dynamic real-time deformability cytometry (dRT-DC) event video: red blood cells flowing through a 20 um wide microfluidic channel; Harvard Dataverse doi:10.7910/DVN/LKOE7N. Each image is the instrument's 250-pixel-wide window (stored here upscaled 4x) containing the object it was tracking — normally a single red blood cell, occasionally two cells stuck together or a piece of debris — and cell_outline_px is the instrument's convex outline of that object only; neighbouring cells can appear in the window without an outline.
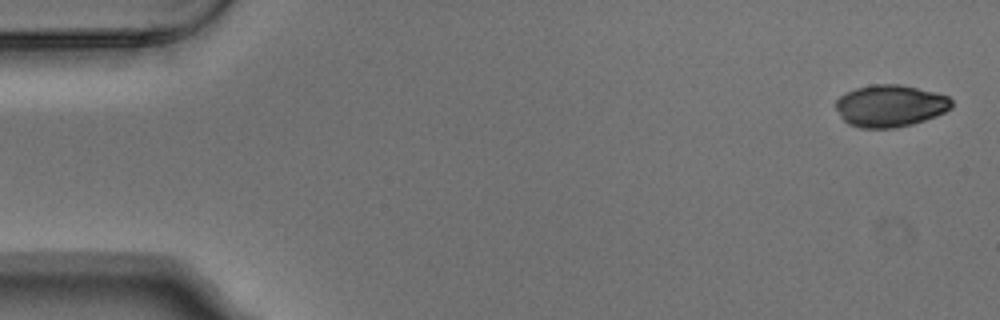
{"species": "Egyptian fruit bat (a non-hibernating species)", "species_latin": "Rousettus aegyptiacus", "temperature_condition": "warm", "stored_images_in_passage": 2, "segment_of_instrument_passage": [2, 2], "camera_frame_rate_fps": 3000, "um_per_image_px": 0.085, "animal": {"sex": "male"}, "frame": {"image": 1, "passage_image": 2, "time_ms": 0.333, "image_size_px": [1000, 320], "cell_outline_px": [[952, 108], [936, 116], [912, 124], [896, 128], [860, 128], [848, 124], [840, 116], [836, 108], [836, 100], [840, 96], [856, 88], [872, 84], [900, 84], [948, 96], [952, 100]], "centroid_in_image_um": [75.65, 9.0], "position_along_channel_um": 9.3, "area_um2": 28.26}}